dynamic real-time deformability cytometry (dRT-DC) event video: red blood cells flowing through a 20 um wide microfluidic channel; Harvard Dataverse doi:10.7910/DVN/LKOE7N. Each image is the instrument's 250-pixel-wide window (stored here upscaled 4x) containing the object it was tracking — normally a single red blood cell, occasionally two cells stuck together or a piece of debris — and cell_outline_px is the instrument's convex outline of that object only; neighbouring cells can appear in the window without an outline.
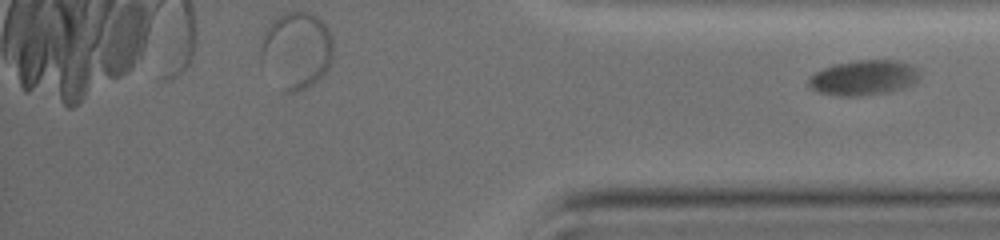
{"species": "common noctule bat (a hibernating species)", "species_latin": "Nyctalus noctula", "temperature_condition": "warm", "stored_images_in_passage": 29, "camera_frame_rate_fps": 3000, "um_per_image_px": 0.085, "animal": {"sex": "female", "body_mass_g": 19.0, "forearm_length_mm": 51.5}, "frame": {"image": 1, "passage_image": 29, "time_ms": 11.667, "image_size_px": [1000, 240], "cell_outline_px": [[920, 76], [912, 84], [904, 88], [884, 92], [856, 96], [840, 96], [820, 92], [812, 88], [808, 84], [808, 80], [816, 72], [824, 68], [836, 64], [856, 60], [896, 60], [908, 64], [920, 72]], "centroid_in_image_um": [73.42, 6.6], "position_along_channel_um": 361.8, "area_um2": 22.25}}